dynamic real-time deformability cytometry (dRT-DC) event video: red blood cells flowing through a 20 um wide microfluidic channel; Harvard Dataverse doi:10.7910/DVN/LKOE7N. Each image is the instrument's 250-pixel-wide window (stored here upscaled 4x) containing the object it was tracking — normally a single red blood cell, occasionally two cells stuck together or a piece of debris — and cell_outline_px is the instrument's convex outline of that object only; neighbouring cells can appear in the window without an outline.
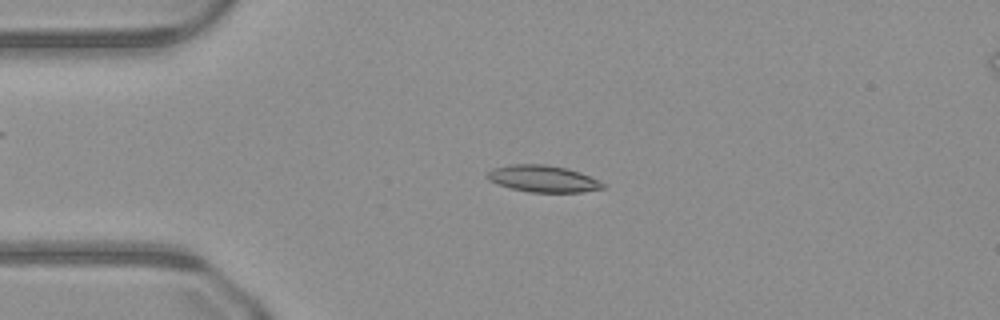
{"species": "common noctule bat (a hibernating species)", "species_latin": "Nyctalus noctula", "temperature_condition": "warm", "stored_images_in_passage": 47, "camera_frame_rate_fps": 3000, "um_per_image_px": 0.085, "animal": {"sex": "male", "body_mass_g": 23.1, "forearm_length_mm": 52.7}, "frame": {"image": 1, "passage_image": 9, "time_ms": 2.667, "image_size_px": [1000, 320], "cell_outline_px": [[604, 188], [580, 192], [528, 192], [512, 188], [488, 180], [484, 176], [492, 168], [512, 164], [544, 164], [568, 168], [580, 172], [604, 184]], "centroid_in_image_um": [46.11, 15.18], "position_along_channel_um": 38.9, "area_um2": 17.86}}
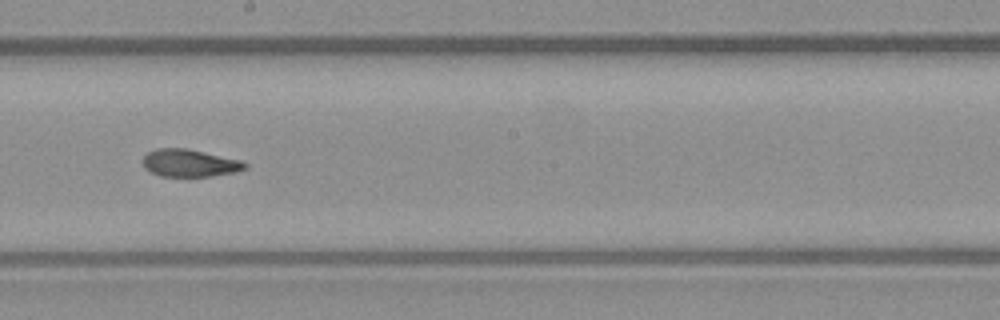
{"frame": {"image": 2, "passage_image": 25, "time_ms": 8.0, "image_size_px": [1000, 320], "cell_outline_px": [[248, 168], [236, 172], [208, 176], [160, 176], [144, 168], [144, 156], [148, 152], [156, 148], [184, 148], [240, 160], [248, 164]], "centroid_in_image_um": [16.12, 13.86], "position_along_channel_um": 232.1, "area_um2": 16.13}}
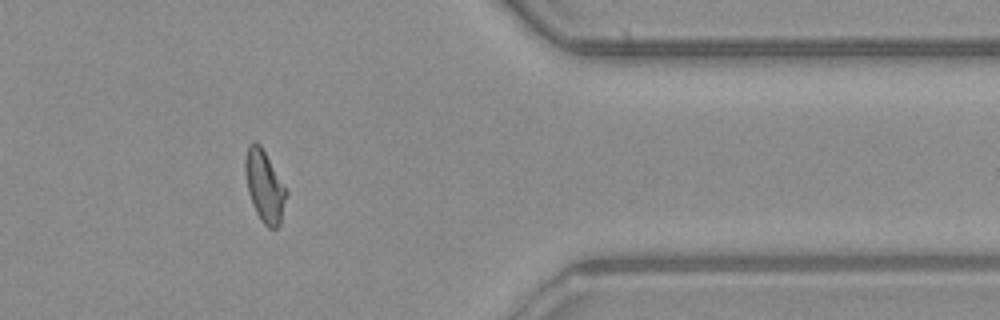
{"frame": {"image": 3, "passage_image": 38, "time_ms": 12.333, "image_size_px": [1000, 320], "cell_outline_px": [[288, 192], [280, 224], [276, 228], [268, 228], [260, 220], [252, 204], [248, 192], [244, 172], [244, 160], [248, 144], [252, 140], [256, 140], [260, 144]], "centroid_in_image_um": [22.46, 15.81], "position_along_channel_um": 388.9, "area_um2": 17.28}}